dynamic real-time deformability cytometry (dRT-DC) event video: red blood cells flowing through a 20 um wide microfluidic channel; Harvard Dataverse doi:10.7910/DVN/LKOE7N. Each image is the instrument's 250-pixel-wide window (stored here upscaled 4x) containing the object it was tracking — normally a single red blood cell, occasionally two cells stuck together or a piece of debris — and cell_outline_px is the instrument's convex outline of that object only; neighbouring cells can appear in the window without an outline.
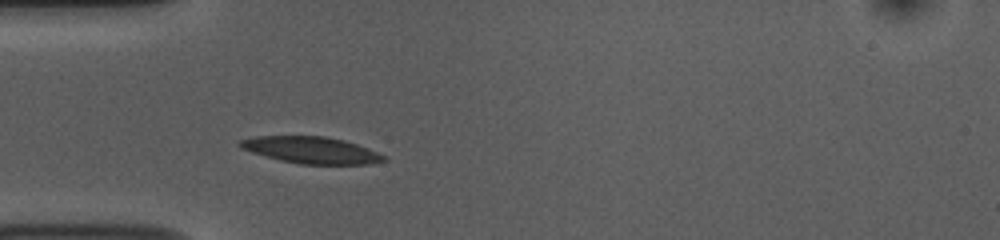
{"species": "common noctule bat (a hibernating species)", "species_latin": "Nyctalus noctula", "temperature_condition": "room temperature", "stored_images_in_passage": 39, "camera_frame_rate_fps": 3000, "um_per_image_px": 0.085, "animal": {"sex": "female", "body_mass_g": 10.0, "forearm_length_mm": 53.1}, "frame": {"image": 1, "passage_image": 1, "time_ms": 0.0, "image_size_px": [1000, 240], "cell_outline_px": [[388, 160], [368, 164], [300, 164], [280, 160], [264, 156], [240, 148], [236, 144], [240, 140], [256, 136], [324, 136], [344, 140], [368, 148], [384, 156]], "centroid_in_image_um": [26.41, 12.75], "position_along_channel_um": 58.6, "area_um2": 22.31}}
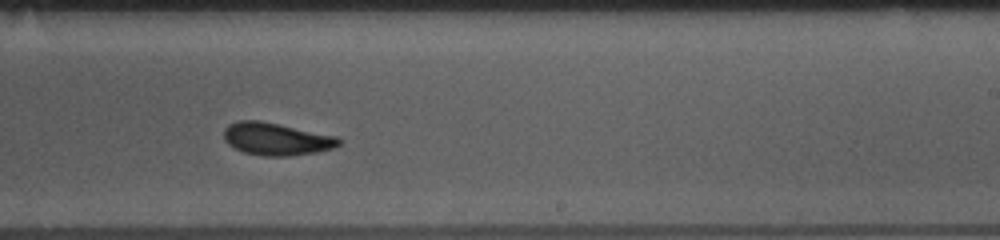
{"frame": {"image": 2, "passage_image": 18, "time_ms": 5.667, "image_size_px": [1000, 240], "cell_outline_px": [[340, 144], [332, 148], [316, 152], [288, 156], [264, 156], [244, 152], [228, 144], [224, 140], [224, 128], [228, 124], [236, 120], [260, 120], [336, 136], [340, 140]], "centroid_in_image_um": [23.44, 11.8], "position_along_channel_um": 265.6, "area_um2": 21.68}}
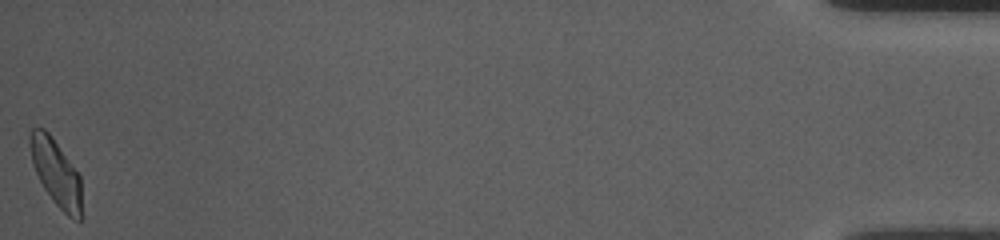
{"frame": {"image": 3, "passage_image": 39, "time_ms": 12.667, "image_size_px": [1000, 240], "cell_outline_px": [[84, 216], [80, 220], [76, 220], [68, 216], [52, 200], [44, 188], [32, 164], [28, 144], [28, 136], [32, 128], [44, 128], [48, 132], [80, 176]], "centroid_in_image_um": [4.78, 14.72], "position_along_channel_um": 430.4, "area_um2": 20.29}, "authors_computed_cell_mechanics": {"area_um2": 21.0392, "velocity_mm_per_s": 3.7098, "shape_relaxation_time_tau1_ms": 3.6788, "shape_relaxation_time_tau2_ms": 2.4813, "deformation_change_tau1": 0.1278, "deformation_change_tau2": 0.081}}